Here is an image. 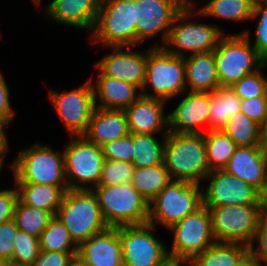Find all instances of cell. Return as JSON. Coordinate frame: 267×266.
Returning a JSON list of instances; mask_svg holds the SVG:
<instances>
[{"mask_svg":"<svg viewBox=\"0 0 267 266\" xmlns=\"http://www.w3.org/2000/svg\"><path fill=\"white\" fill-rule=\"evenodd\" d=\"M164 165L172 180L200 184L210 172L204 134L168 132Z\"/></svg>","mask_w":267,"mask_h":266,"instance_id":"obj_1","label":"cell"},{"mask_svg":"<svg viewBox=\"0 0 267 266\" xmlns=\"http://www.w3.org/2000/svg\"><path fill=\"white\" fill-rule=\"evenodd\" d=\"M195 3L190 0L176 16L167 41L162 46L176 57L185 58L189 55L213 51L219 40L225 35V31L217 24L192 21L191 17L197 16Z\"/></svg>","mask_w":267,"mask_h":266,"instance_id":"obj_2","label":"cell"},{"mask_svg":"<svg viewBox=\"0 0 267 266\" xmlns=\"http://www.w3.org/2000/svg\"><path fill=\"white\" fill-rule=\"evenodd\" d=\"M14 158L10 163L14 183L68 186L63 150L37 142L20 150Z\"/></svg>","mask_w":267,"mask_h":266,"instance_id":"obj_3","label":"cell"},{"mask_svg":"<svg viewBox=\"0 0 267 266\" xmlns=\"http://www.w3.org/2000/svg\"><path fill=\"white\" fill-rule=\"evenodd\" d=\"M185 91L184 58L176 57L163 47L149 46L145 83L141 89V95L169 103V100L179 98Z\"/></svg>","mask_w":267,"mask_h":266,"instance_id":"obj_4","label":"cell"},{"mask_svg":"<svg viewBox=\"0 0 267 266\" xmlns=\"http://www.w3.org/2000/svg\"><path fill=\"white\" fill-rule=\"evenodd\" d=\"M79 246L91 236L106 229L96 194L93 190H67L55 215Z\"/></svg>","mask_w":267,"mask_h":266,"instance_id":"obj_5","label":"cell"},{"mask_svg":"<svg viewBox=\"0 0 267 266\" xmlns=\"http://www.w3.org/2000/svg\"><path fill=\"white\" fill-rule=\"evenodd\" d=\"M102 216L108 227L148 223L149 203L131 182L94 187Z\"/></svg>","mask_w":267,"mask_h":266,"instance_id":"obj_6","label":"cell"},{"mask_svg":"<svg viewBox=\"0 0 267 266\" xmlns=\"http://www.w3.org/2000/svg\"><path fill=\"white\" fill-rule=\"evenodd\" d=\"M135 24V0H100L90 42L101 47L136 46Z\"/></svg>","mask_w":267,"mask_h":266,"instance_id":"obj_7","label":"cell"},{"mask_svg":"<svg viewBox=\"0 0 267 266\" xmlns=\"http://www.w3.org/2000/svg\"><path fill=\"white\" fill-rule=\"evenodd\" d=\"M212 232L218 243H239L250 246L267 205H224L207 207Z\"/></svg>","mask_w":267,"mask_h":266,"instance_id":"obj_8","label":"cell"},{"mask_svg":"<svg viewBox=\"0 0 267 266\" xmlns=\"http://www.w3.org/2000/svg\"><path fill=\"white\" fill-rule=\"evenodd\" d=\"M201 185L186 181L171 180L149 202L148 223L166 229L195 212L203 205Z\"/></svg>","mask_w":267,"mask_h":266,"instance_id":"obj_9","label":"cell"},{"mask_svg":"<svg viewBox=\"0 0 267 266\" xmlns=\"http://www.w3.org/2000/svg\"><path fill=\"white\" fill-rule=\"evenodd\" d=\"M213 51L220 87H231L266 63L241 33L224 35Z\"/></svg>","mask_w":267,"mask_h":266,"instance_id":"obj_10","label":"cell"},{"mask_svg":"<svg viewBox=\"0 0 267 266\" xmlns=\"http://www.w3.org/2000/svg\"><path fill=\"white\" fill-rule=\"evenodd\" d=\"M71 139L63 149L68 189L92 190L99 185L101 178L105 160L102 148L84 136H72Z\"/></svg>","mask_w":267,"mask_h":266,"instance_id":"obj_11","label":"cell"},{"mask_svg":"<svg viewBox=\"0 0 267 266\" xmlns=\"http://www.w3.org/2000/svg\"><path fill=\"white\" fill-rule=\"evenodd\" d=\"M48 98L69 136H83L96 107L91 79L69 91L51 88Z\"/></svg>","mask_w":267,"mask_h":266,"instance_id":"obj_12","label":"cell"},{"mask_svg":"<svg viewBox=\"0 0 267 266\" xmlns=\"http://www.w3.org/2000/svg\"><path fill=\"white\" fill-rule=\"evenodd\" d=\"M167 230L173 234V242L170 248H167L168 253L172 255L194 259L216 243L211 216L204 205Z\"/></svg>","mask_w":267,"mask_h":266,"instance_id":"obj_13","label":"cell"},{"mask_svg":"<svg viewBox=\"0 0 267 266\" xmlns=\"http://www.w3.org/2000/svg\"><path fill=\"white\" fill-rule=\"evenodd\" d=\"M136 1V46L161 35L160 43L153 47H162L168 38L170 28L176 16L190 0H135Z\"/></svg>","mask_w":267,"mask_h":266,"instance_id":"obj_14","label":"cell"},{"mask_svg":"<svg viewBox=\"0 0 267 266\" xmlns=\"http://www.w3.org/2000/svg\"><path fill=\"white\" fill-rule=\"evenodd\" d=\"M150 223L118 227L124 266H157L168 253Z\"/></svg>","mask_w":267,"mask_h":266,"instance_id":"obj_15","label":"cell"},{"mask_svg":"<svg viewBox=\"0 0 267 266\" xmlns=\"http://www.w3.org/2000/svg\"><path fill=\"white\" fill-rule=\"evenodd\" d=\"M204 182H208L205 189L202 188L203 205L206 207L267 205V199L256 188L223 169L210 171Z\"/></svg>","mask_w":267,"mask_h":266,"instance_id":"obj_16","label":"cell"},{"mask_svg":"<svg viewBox=\"0 0 267 266\" xmlns=\"http://www.w3.org/2000/svg\"><path fill=\"white\" fill-rule=\"evenodd\" d=\"M138 46H106L111 49L94 67L102 75L135 85L140 91L145 83L147 50L143 52L131 51Z\"/></svg>","mask_w":267,"mask_h":266,"instance_id":"obj_17","label":"cell"},{"mask_svg":"<svg viewBox=\"0 0 267 266\" xmlns=\"http://www.w3.org/2000/svg\"><path fill=\"white\" fill-rule=\"evenodd\" d=\"M183 95L186 96L168 114L169 131L204 134L208 131L210 92L185 91L180 96Z\"/></svg>","mask_w":267,"mask_h":266,"instance_id":"obj_18","label":"cell"},{"mask_svg":"<svg viewBox=\"0 0 267 266\" xmlns=\"http://www.w3.org/2000/svg\"><path fill=\"white\" fill-rule=\"evenodd\" d=\"M167 102L161 99L140 96L125 110L130 133L167 135L169 117L165 114Z\"/></svg>","mask_w":267,"mask_h":266,"instance_id":"obj_19","label":"cell"},{"mask_svg":"<svg viewBox=\"0 0 267 266\" xmlns=\"http://www.w3.org/2000/svg\"><path fill=\"white\" fill-rule=\"evenodd\" d=\"M223 170L253 186L267 199V158L259 146L236 147Z\"/></svg>","mask_w":267,"mask_h":266,"instance_id":"obj_20","label":"cell"},{"mask_svg":"<svg viewBox=\"0 0 267 266\" xmlns=\"http://www.w3.org/2000/svg\"><path fill=\"white\" fill-rule=\"evenodd\" d=\"M100 0H53L43 7L44 17L92 33L97 21Z\"/></svg>","mask_w":267,"mask_h":266,"instance_id":"obj_21","label":"cell"},{"mask_svg":"<svg viewBox=\"0 0 267 266\" xmlns=\"http://www.w3.org/2000/svg\"><path fill=\"white\" fill-rule=\"evenodd\" d=\"M77 257L86 266H124L118 227H109L81 243Z\"/></svg>","mask_w":267,"mask_h":266,"instance_id":"obj_22","label":"cell"},{"mask_svg":"<svg viewBox=\"0 0 267 266\" xmlns=\"http://www.w3.org/2000/svg\"><path fill=\"white\" fill-rule=\"evenodd\" d=\"M90 77L95 98V106L107 110H125L141 96V91L133 84L98 73L94 82Z\"/></svg>","mask_w":267,"mask_h":266,"instance_id":"obj_23","label":"cell"},{"mask_svg":"<svg viewBox=\"0 0 267 266\" xmlns=\"http://www.w3.org/2000/svg\"><path fill=\"white\" fill-rule=\"evenodd\" d=\"M129 133L124 110H107L95 107L83 136L89 142L101 147L106 142L122 138Z\"/></svg>","mask_w":267,"mask_h":266,"instance_id":"obj_24","label":"cell"},{"mask_svg":"<svg viewBox=\"0 0 267 266\" xmlns=\"http://www.w3.org/2000/svg\"><path fill=\"white\" fill-rule=\"evenodd\" d=\"M184 66L186 91L213 92L220 87L214 51L189 55L184 58Z\"/></svg>","mask_w":267,"mask_h":266,"instance_id":"obj_25","label":"cell"},{"mask_svg":"<svg viewBox=\"0 0 267 266\" xmlns=\"http://www.w3.org/2000/svg\"><path fill=\"white\" fill-rule=\"evenodd\" d=\"M19 199L26 205L50 211L54 216L60 208L68 186H52L48 184L15 183Z\"/></svg>","mask_w":267,"mask_h":266,"instance_id":"obj_26","label":"cell"},{"mask_svg":"<svg viewBox=\"0 0 267 266\" xmlns=\"http://www.w3.org/2000/svg\"><path fill=\"white\" fill-rule=\"evenodd\" d=\"M250 258L249 246L216 242L194 259V266H242Z\"/></svg>","mask_w":267,"mask_h":266,"instance_id":"obj_27","label":"cell"},{"mask_svg":"<svg viewBox=\"0 0 267 266\" xmlns=\"http://www.w3.org/2000/svg\"><path fill=\"white\" fill-rule=\"evenodd\" d=\"M241 102L231 87H218L210 92L208 130H222L233 115L241 112Z\"/></svg>","mask_w":267,"mask_h":266,"instance_id":"obj_28","label":"cell"},{"mask_svg":"<svg viewBox=\"0 0 267 266\" xmlns=\"http://www.w3.org/2000/svg\"><path fill=\"white\" fill-rule=\"evenodd\" d=\"M254 3L252 0H209L197 9V17L231 20L235 23L249 22L253 15Z\"/></svg>","mask_w":267,"mask_h":266,"instance_id":"obj_29","label":"cell"},{"mask_svg":"<svg viewBox=\"0 0 267 266\" xmlns=\"http://www.w3.org/2000/svg\"><path fill=\"white\" fill-rule=\"evenodd\" d=\"M133 139L134 160L132 164L135 168L150 167L164 164V149L166 135L158 139L155 134L131 133Z\"/></svg>","mask_w":267,"mask_h":266,"instance_id":"obj_30","label":"cell"},{"mask_svg":"<svg viewBox=\"0 0 267 266\" xmlns=\"http://www.w3.org/2000/svg\"><path fill=\"white\" fill-rule=\"evenodd\" d=\"M171 180L167 168L161 164L135 168L131 183L149 203Z\"/></svg>","mask_w":267,"mask_h":266,"instance_id":"obj_31","label":"cell"},{"mask_svg":"<svg viewBox=\"0 0 267 266\" xmlns=\"http://www.w3.org/2000/svg\"><path fill=\"white\" fill-rule=\"evenodd\" d=\"M204 141L210 171L223 169L234 154L236 144L222 130L206 131Z\"/></svg>","mask_w":267,"mask_h":266,"instance_id":"obj_32","label":"cell"},{"mask_svg":"<svg viewBox=\"0 0 267 266\" xmlns=\"http://www.w3.org/2000/svg\"><path fill=\"white\" fill-rule=\"evenodd\" d=\"M53 217L54 215L50 211L30 207L18 199L13 220L19 230L40 238L41 233Z\"/></svg>","mask_w":267,"mask_h":266,"instance_id":"obj_33","label":"cell"},{"mask_svg":"<svg viewBox=\"0 0 267 266\" xmlns=\"http://www.w3.org/2000/svg\"><path fill=\"white\" fill-rule=\"evenodd\" d=\"M222 131L239 146H259L260 125L251 120L244 113L233 115Z\"/></svg>","mask_w":267,"mask_h":266,"instance_id":"obj_34","label":"cell"},{"mask_svg":"<svg viewBox=\"0 0 267 266\" xmlns=\"http://www.w3.org/2000/svg\"><path fill=\"white\" fill-rule=\"evenodd\" d=\"M40 250L57 252H78V245L72 240L63 223L54 216L41 233Z\"/></svg>","mask_w":267,"mask_h":266,"instance_id":"obj_35","label":"cell"},{"mask_svg":"<svg viewBox=\"0 0 267 266\" xmlns=\"http://www.w3.org/2000/svg\"><path fill=\"white\" fill-rule=\"evenodd\" d=\"M264 68H267V63L258 71L247 74L231 86V89L241 100L261 97L267 93V77L263 73Z\"/></svg>","mask_w":267,"mask_h":266,"instance_id":"obj_36","label":"cell"},{"mask_svg":"<svg viewBox=\"0 0 267 266\" xmlns=\"http://www.w3.org/2000/svg\"><path fill=\"white\" fill-rule=\"evenodd\" d=\"M134 169L132 163L105 159L99 185H117L131 182Z\"/></svg>","mask_w":267,"mask_h":266,"instance_id":"obj_37","label":"cell"},{"mask_svg":"<svg viewBox=\"0 0 267 266\" xmlns=\"http://www.w3.org/2000/svg\"><path fill=\"white\" fill-rule=\"evenodd\" d=\"M40 252L39 238L18 230L14 239L12 260L17 263L33 265Z\"/></svg>","mask_w":267,"mask_h":266,"instance_id":"obj_38","label":"cell"},{"mask_svg":"<svg viewBox=\"0 0 267 266\" xmlns=\"http://www.w3.org/2000/svg\"><path fill=\"white\" fill-rule=\"evenodd\" d=\"M105 159L132 163L134 160L133 139L128 135L106 142L101 146Z\"/></svg>","mask_w":267,"mask_h":266,"instance_id":"obj_39","label":"cell"},{"mask_svg":"<svg viewBox=\"0 0 267 266\" xmlns=\"http://www.w3.org/2000/svg\"><path fill=\"white\" fill-rule=\"evenodd\" d=\"M249 254L256 264L267 266V213L260 219Z\"/></svg>","mask_w":267,"mask_h":266,"instance_id":"obj_40","label":"cell"},{"mask_svg":"<svg viewBox=\"0 0 267 266\" xmlns=\"http://www.w3.org/2000/svg\"><path fill=\"white\" fill-rule=\"evenodd\" d=\"M241 112L260 126L264 125L267 121V93L261 97L242 100Z\"/></svg>","mask_w":267,"mask_h":266,"instance_id":"obj_41","label":"cell"},{"mask_svg":"<svg viewBox=\"0 0 267 266\" xmlns=\"http://www.w3.org/2000/svg\"><path fill=\"white\" fill-rule=\"evenodd\" d=\"M18 230L13 219L0 224V259L6 262L12 260L14 239Z\"/></svg>","mask_w":267,"mask_h":266,"instance_id":"obj_42","label":"cell"},{"mask_svg":"<svg viewBox=\"0 0 267 266\" xmlns=\"http://www.w3.org/2000/svg\"><path fill=\"white\" fill-rule=\"evenodd\" d=\"M14 187L0 189V224L13 219L16 203L19 199V193L16 184Z\"/></svg>","mask_w":267,"mask_h":266,"instance_id":"obj_43","label":"cell"},{"mask_svg":"<svg viewBox=\"0 0 267 266\" xmlns=\"http://www.w3.org/2000/svg\"><path fill=\"white\" fill-rule=\"evenodd\" d=\"M74 257H77V252L40 250L32 266H68Z\"/></svg>","mask_w":267,"mask_h":266,"instance_id":"obj_44","label":"cell"},{"mask_svg":"<svg viewBox=\"0 0 267 266\" xmlns=\"http://www.w3.org/2000/svg\"><path fill=\"white\" fill-rule=\"evenodd\" d=\"M3 72L0 70V124L10 125L14 119L15 112L10 101V87Z\"/></svg>","mask_w":267,"mask_h":266,"instance_id":"obj_45","label":"cell"},{"mask_svg":"<svg viewBox=\"0 0 267 266\" xmlns=\"http://www.w3.org/2000/svg\"><path fill=\"white\" fill-rule=\"evenodd\" d=\"M255 26V39L251 42L250 30L246 29L241 32L249 43L257 50L259 56L267 63V23L258 22Z\"/></svg>","mask_w":267,"mask_h":266,"instance_id":"obj_46","label":"cell"},{"mask_svg":"<svg viewBox=\"0 0 267 266\" xmlns=\"http://www.w3.org/2000/svg\"><path fill=\"white\" fill-rule=\"evenodd\" d=\"M194 266L193 259L167 253L157 266Z\"/></svg>","mask_w":267,"mask_h":266,"instance_id":"obj_47","label":"cell"},{"mask_svg":"<svg viewBox=\"0 0 267 266\" xmlns=\"http://www.w3.org/2000/svg\"><path fill=\"white\" fill-rule=\"evenodd\" d=\"M8 125L0 124V174L4 165L6 154L10 152V145L5 129ZM1 176V175H0Z\"/></svg>","mask_w":267,"mask_h":266,"instance_id":"obj_48","label":"cell"},{"mask_svg":"<svg viewBox=\"0 0 267 266\" xmlns=\"http://www.w3.org/2000/svg\"><path fill=\"white\" fill-rule=\"evenodd\" d=\"M252 20L267 23V0H260L254 3Z\"/></svg>","mask_w":267,"mask_h":266,"instance_id":"obj_49","label":"cell"},{"mask_svg":"<svg viewBox=\"0 0 267 266\" xmlns=\"http://www.w3.org/2000/svg\"><path fill=\"white\" fill-rule=\"evenodd\" d=\"M259 147L261 148L263 154L267 158V121L264 123V125L260 126Z\"/></svg>","mask_w":267,"mask_h":266,"instance_id":"obj_50","label":"cell"},{"mask_svg":"<svg viewBox=\"0 0 267 266\" xmlns=\"http://www.w3.org/2000/svg\"><path fill=\"white\" fill-rule=\"evenodd\" d=\"M68 266H86L78 257H74Z\"/></svg>","mask_w":267,"mask_h":266,"instance_id":"obj_51","label":"cell"},{"mask_svg":"<svg viewBox=\"0 0 267 266\" xmlns=\"http://www.w3.org/2000/svg\"><path fill=\"white\" fill-rule=\"evenodd\" d=\"M5 266H31V265L23 264V263H17L14 261H7Z\"/></svg>","mask_w":267,"mask_h":266,"instance_id":"obj_52","label":"cell"},{"mask_svg":"<svg viewBox=\"0 0 267 266\" xmlns=\"http://www.w3.org/2000/svg\"><path fill=\"white\" fill-rule=\"evenodd\" d=\"M242 266H252V259L249 258Z\"/></svg>","mask_w":267,"mask_h":266,"instance_id":"obj_53","label":"cell"},{"mask_svg":"<svg viewBox=\"0 0 267 266\" xmlns=\"http://www.w3.org/2000/svg\"><path fill=\"white\" fill-rule=\"evenodd\" d=\"M34 4H35V7H39V4H41V1L42 0H31Z\"/></svg>","mask_w":267,"mask_h":266,"instance_id":"obj_54","label":"cell"},{"mask_svg":"<svg viewBox=\"0 0 267 266\" xmlns=\"http://www.w3.org/2000/svg\"><path fill=\"white\" fill-rule=\"evenodd\" d=\"M6 265V261L3 259H0V266H5Z\"/></svg>","mask_w":267,"mask_h":266,"instance_id":"obj_55","label":"cell"},{"mask_svg":"<svg viewBox=\"0 0 267 266\" xmlns=\"http://www.w3.org/2000/svg\"><path fill=\"white\" fill-rule=\"evenodd\" d=\"M252 266H262V265H258L252 260Z\"/></svg>","mask_w":267,"mask_h":266,"instance_id":"obj_56","label":"cell"}]
</instances>
